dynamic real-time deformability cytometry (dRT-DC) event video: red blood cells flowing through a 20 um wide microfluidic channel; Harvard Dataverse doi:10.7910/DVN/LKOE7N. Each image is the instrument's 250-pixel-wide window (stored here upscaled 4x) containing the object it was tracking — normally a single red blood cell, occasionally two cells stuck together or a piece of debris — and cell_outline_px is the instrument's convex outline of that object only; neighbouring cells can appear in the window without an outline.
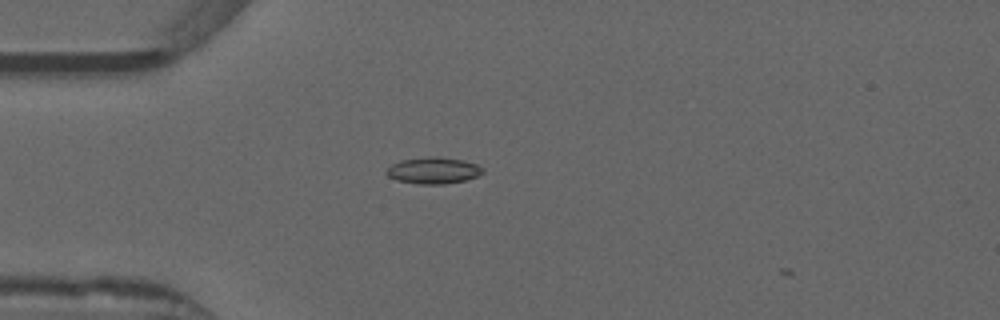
{"species": "common noctule bat (a hibernating species)", "species_latin": "Nyctalus noctula", "temperature_condition": "warm", "stored_images_in_passage": 5, "camera_frame_rate_fps": 3000, "um_per_image_px": 0.085, "animal": {"sex": "male", "forearm_length_mm": 52.5}, "frame": {"image": 1, "passage_image": 4, "time_ms": 1.0, "image_size_px": [1000, 320], "cell_outline_px": [[484, 172], [476, 176], [464, 180], [444, 184], [420, 184], [396, 180], [388, 176], [384, 172], [392, 164], [400, 160], [428, 156], [440, 156], [464, 160], [476, 164], [484, 168]], "centroid_in_image_um": [36.83, 14.47], "position_along_channel_um": 48.2, "area_um2": 14.97}}